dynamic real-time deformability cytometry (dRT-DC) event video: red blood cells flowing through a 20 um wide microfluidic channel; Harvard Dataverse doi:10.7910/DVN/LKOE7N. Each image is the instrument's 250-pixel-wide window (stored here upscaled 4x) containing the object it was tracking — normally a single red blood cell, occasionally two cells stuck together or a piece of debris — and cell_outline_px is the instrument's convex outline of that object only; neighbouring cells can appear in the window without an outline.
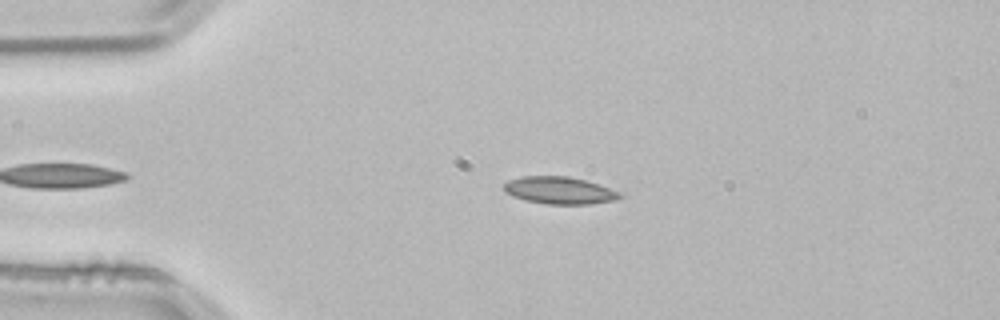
{"species": "common noctule bat (a hibernating species)", "species_latin": "Nyctalus noctula", "temperature_condition": "room temperature", "stored_images_in_passage": 41, "camera_frame_rate_fps": 3000, "um_per_image_px": 0.085, "animal": {"sex": "male", "body_mass_g": 21.5, "forearm_length_mm": 52.0}, "frame": {"image": 1, "passage_image": 5, "time_ms": 1.333, "image_size_px": [1000, 320], "cell_outline_px": [[624, 196], [616, 200], [588, 204], [544, 204], [524, 200], [512, 196], [504, 192], [504, 184], [508, 180], [520, 176], [568, 176], [584, 180], [620, 192]], "centroid_in_image_um": [47.51, 16.19], "position_along_channel_um": 37.5, "area_um2": 18.44}}
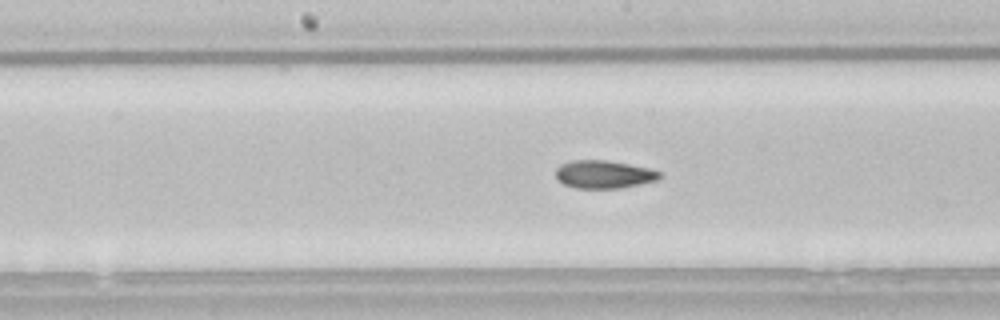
{"frame": {"image": 2, "passage_image": 20, "time_ms": 6.333, "image_size_px": [1000, 320], "cell_outline_px": [[660, 180], [620, 188], [576, 188], [564, 184], [556, 180], [556, 168], [560, 164], [572, 160], [608, 160], [648, 168], [660, 172]], "centroid_in_image_um": [51.3, 14.82], "position_along_channel_um": 196.9, "area_um2": 16.99}}
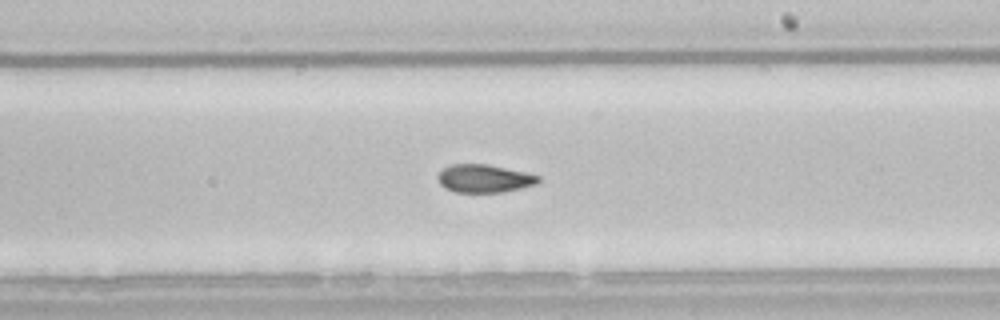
{"frame": {"image": 3, "passage_image": 24, "time_ms": 7.667, "image_size_px": [1000, 320], "cell_outline_px": [[540, 180], [536, 184], [520, 188], [500, 192], [456, 192], [444, 188], [440, 184], [436, 176], [448, 164], [488, 164], [524, 172], [540, 176]], "centroid_in_image_um": [41.12, 15.17], "position_along_channel_um": 247.9, "area_um2": 16.36}, "authors_computed_cell_mechanics": {"area_um2": 17.629, "velocity_mm_per_s": 3.8447, "shape_relaxation_time_tau1_ms": 6.1437, "shape_relaxation_time_tau2_ms": 2.4094, "deformation_change_tau1": 0.1528, "deformation_change_tau2": 0.0739}}